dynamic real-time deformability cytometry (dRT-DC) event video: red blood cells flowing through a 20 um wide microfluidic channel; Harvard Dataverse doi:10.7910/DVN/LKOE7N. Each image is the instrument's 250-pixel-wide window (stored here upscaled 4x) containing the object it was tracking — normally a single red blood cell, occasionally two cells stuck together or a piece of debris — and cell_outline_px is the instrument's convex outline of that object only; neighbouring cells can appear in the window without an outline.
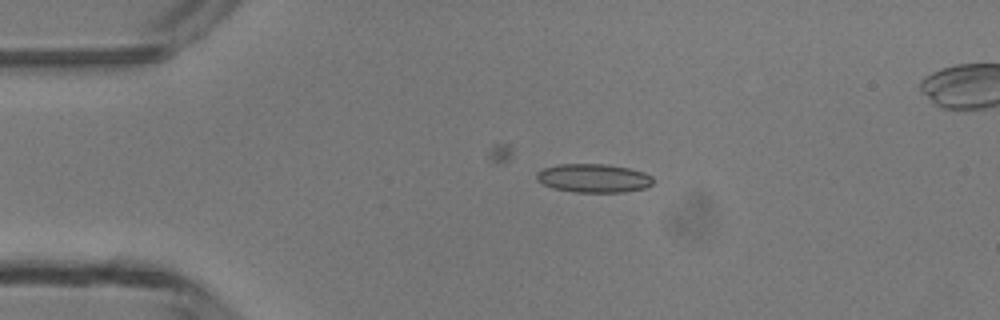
{"species": "common noctule bat (a hibernating species)", "species_latin": "Nyctalus noctula", "temperature_condition": "room temperature", "stored_images_in_passage": 3, "camera_frame_rate_fps": 3000, "um_per_image_px": 0.085, "animal": {"sex": "male", "body_mass_g": 13.3}, "frame": {"image": 1, "passage_image": 2, "time_ms": 1.333, "image_size_px": [1000, 320], "cell_outline_px": [[652, 184], [644, 188], [624, 192], [572, 192], [552, 188], [536, 180], [536, 172], [544, 168], [560, 164], [604, 164], [628, 168], [644, 172], [652, 176]], "centroid_in_image_um": [50.43, 15.15], "position_along_channel_um": 34.6, "area_um2": 19.42}}